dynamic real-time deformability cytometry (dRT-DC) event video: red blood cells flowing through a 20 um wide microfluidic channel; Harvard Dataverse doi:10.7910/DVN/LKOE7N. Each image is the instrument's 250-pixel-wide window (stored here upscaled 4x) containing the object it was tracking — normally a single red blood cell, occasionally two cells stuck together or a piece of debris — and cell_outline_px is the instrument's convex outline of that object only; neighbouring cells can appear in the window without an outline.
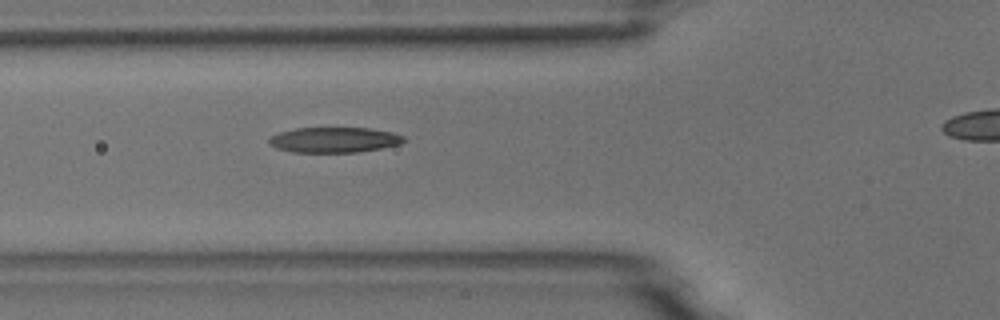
{"species": "common noctule bat (a hibernating species)", "species_latin": "Nyctalus noctula", "temperature_condition": "room temperature", "stored_images_in_passage": 32, "camera_frame_rate_fps": 3000, "um_per_image_px": 0.085, "animal": {"sex": "male", "body_mass_g": 18.8}, "frame": {"image": 1, "passage_image": 4, "time_ms": 1.0, "image_size_px": [1000, 320], "cell_outline_px": [[408, 140], [400, 144], [360, 152], [292, 152], [276, 148], [268, 140], [272, 136], [280, 132], [296, 128], [368, 128], [392, 132], [404, 136]], "centroid_in_image_um": [28.45, 11.89], "position_along_channel_um": 97.3, "area_um2": 19.83}}
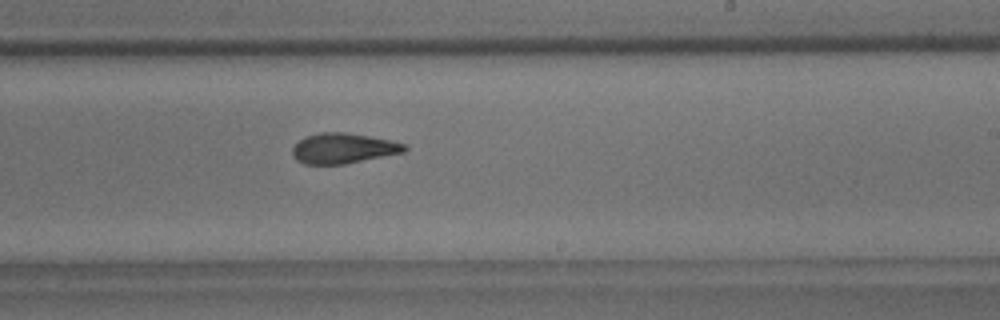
{"frame": {"image": 2, "passage_image": 17, "time_ms": 5.333, "image_size_px": [1000, 320], "cell_outline_px": [[408, 148], [404, 152], [344, 164], [304, 164], [296, 160], [292, 156], [292, 148], [300, 140], [308, 136], [320, 132], [348, 132], [392, 140], [408, 144]], "centroid_in_image_um": [29.2, 12.6], "position_along_channel_um": 259.8, "area_um2": 19.88}}
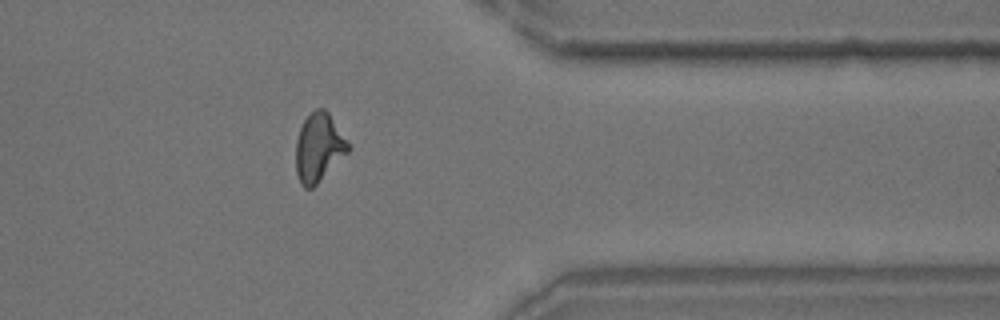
{"frame": {"image": 3, "passage_image": 28, "time_ms": 9.0, "image_size_px": [1000, 320], "cell_outline_px": [[352, 148], [312, 188], [304, 188], [300, 184], [296, 172], [296, 140], [300, 128], [304, 120], [316, 108], [324, 108], [328, 112]], "centroid_in_image_um": [27.08, 12.54], "position_along_channel_um": 384.3, "area_um2": 20.63}, "authors_computed_cell_mechanics": {"area_um2": 20.2011, "velocity_mm_per_s": 3.7316, "shape_relaxation_time_tau1_ms": 7.4057, "shape_relaxation_time_tau2_ms": 2.0897, "deformation_change_tau1": 0.2086, "deformation_change_tau2": 0.1005}}